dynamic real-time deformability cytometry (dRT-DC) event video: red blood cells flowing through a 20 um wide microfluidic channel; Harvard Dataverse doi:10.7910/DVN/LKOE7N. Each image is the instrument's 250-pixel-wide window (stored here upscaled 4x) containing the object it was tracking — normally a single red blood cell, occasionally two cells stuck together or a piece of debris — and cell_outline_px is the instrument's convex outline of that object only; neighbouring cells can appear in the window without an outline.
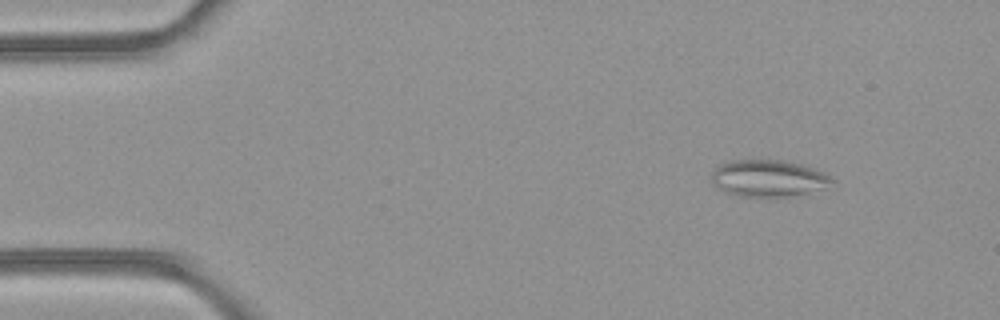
{"species": "common noctule bat (a hibernating species)", "species_latin": "Nyctalus noctula", "temperature_condition": "room temperature", "stored_images_in_passage": 3, "camera_frame_rate_fps": 3000, "um_per_image_px": 0.085, "animal": {"sex": "female", "body_mass_g": 21.9}, "frame": {"image": 1, "passage_image": 1, "time_ms": 0.0, "image_size_px": [1000, 320], "cell_outline_px": [[836, 180], [828, 188], [792, 196], [740, 196], [724, 192], [712, 184], [712, 172], [720, 164], [728, 160], [784, 160], [816, 168], [824, 172]], "centroid_in_image_um": [65.35, 15.15], "position_along_channel_um": 19.7, "area_um2": 26.13}}